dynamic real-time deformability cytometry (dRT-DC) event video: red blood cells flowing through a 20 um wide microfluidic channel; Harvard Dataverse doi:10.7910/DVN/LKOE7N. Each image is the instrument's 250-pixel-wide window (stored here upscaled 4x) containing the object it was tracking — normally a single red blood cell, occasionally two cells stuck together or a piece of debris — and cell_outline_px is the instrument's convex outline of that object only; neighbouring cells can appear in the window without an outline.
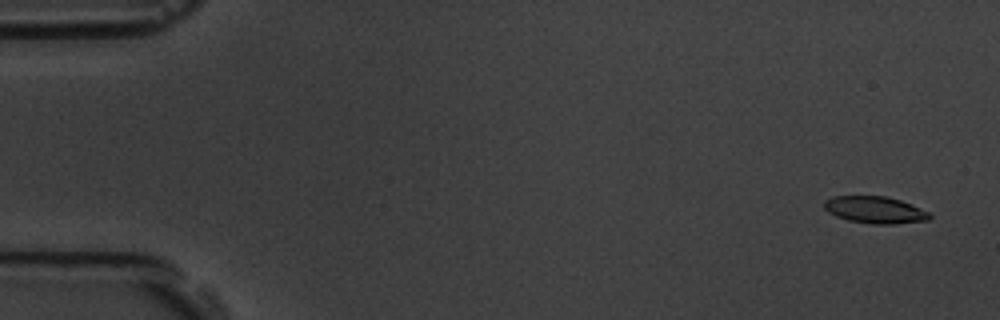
{"species": "common noctule bat (a hibernating species)", "species_latin": "Nyctalus noctula", "temperature_condition": "room temperature", "stored_images_in_passage": 4, "camera_frame_rate_fps": 3000, "um_per_image_px": 0.085, "animal": {"sex": "male", "body_mass_g": 19.5, "forearm_length_mm": 54.6}, "frame": {"image": 1, "passage_image": 1, "time_ms": 0.0, "image_size_px": [1000, 320], "cell_outline_px": [[932, 216], [928, 220], [892, 224], [872, 224], [848, 220], [836, 216], [828, 212], [824, 208], [824, 200], [832, 196], [884, 196], [900, 200], [912, 204], [932, 212]], "centroid_in_image_um": [74.4, 17.83], "position_along_channel_um": 10.6, "area_um2": 16.7}}
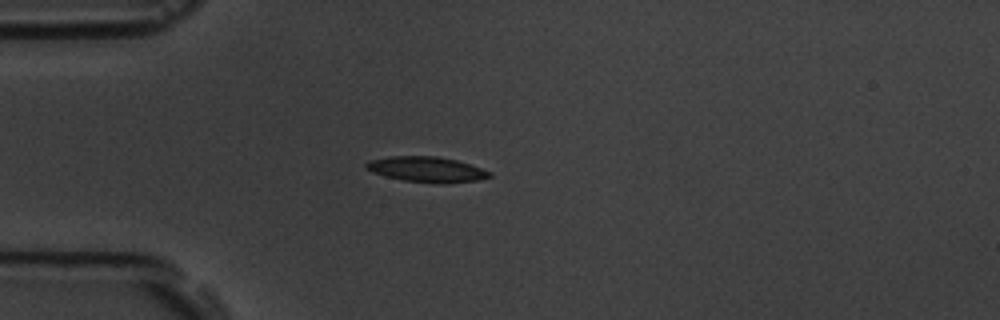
{"frame": {"image": 2, "passage_image": 4, "time_ms": 4.333, "image_size_px": [1000, 320], "cell_outline_px": [[492, 176], [476, 180], [444, 184], [440, 184], [404, 180], [384, 176], [372, 172], [364, 168], [364, 164], [368, 160], [388, 156], [436, 156], [456, 160], [492, 172]], "centroid_in_image_um": [36.21, 14.4], "position_along_channel_um": 48.8, "area_um2": 18.32}}